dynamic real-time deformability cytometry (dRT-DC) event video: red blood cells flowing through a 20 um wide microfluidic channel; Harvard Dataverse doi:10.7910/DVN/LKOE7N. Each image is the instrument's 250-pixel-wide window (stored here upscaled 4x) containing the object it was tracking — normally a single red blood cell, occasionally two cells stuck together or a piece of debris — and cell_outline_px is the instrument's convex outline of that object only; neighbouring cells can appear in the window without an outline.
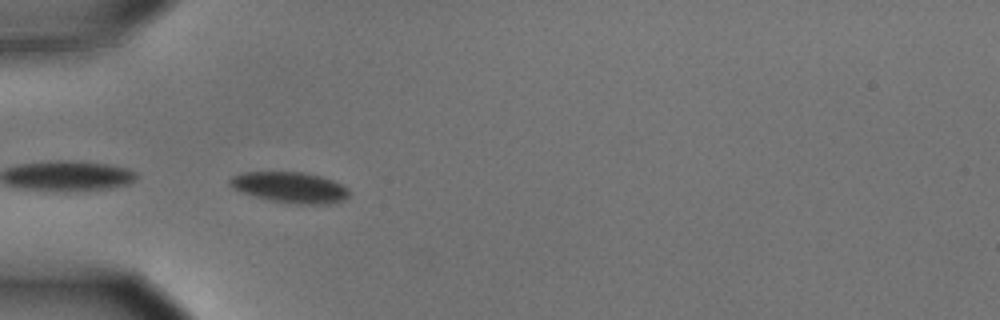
{"species": "common noctule bat (a hibernating species)", "species_latin": "Nyctalus noctula", "temperature_condition": "cold", "stored_images_in_passage": 8, "camera_frame_rate_fps": 3000, "um_per_image_px": 0.085, "animal": {"sex": "male", "body_mass_g": 15.6}, "frame": {"image": 1, "passage_image": 1, "time_ms": 0.0, "image_size_px": [1000, 320], "cell_outline_px": [[348, 196], [344, 200], [328, 204], [300, 204], [272, 200], [256, 196], [232, 188], [228, 184], [228, 180], [232, 176], [240, 172], [304, 172], [320, 176], [332, 180], [348, 188]], "centroid_in_image_um": [24.64, 15.91], "position_along_channel_um": 60.4, "area_um2": 21.21}}